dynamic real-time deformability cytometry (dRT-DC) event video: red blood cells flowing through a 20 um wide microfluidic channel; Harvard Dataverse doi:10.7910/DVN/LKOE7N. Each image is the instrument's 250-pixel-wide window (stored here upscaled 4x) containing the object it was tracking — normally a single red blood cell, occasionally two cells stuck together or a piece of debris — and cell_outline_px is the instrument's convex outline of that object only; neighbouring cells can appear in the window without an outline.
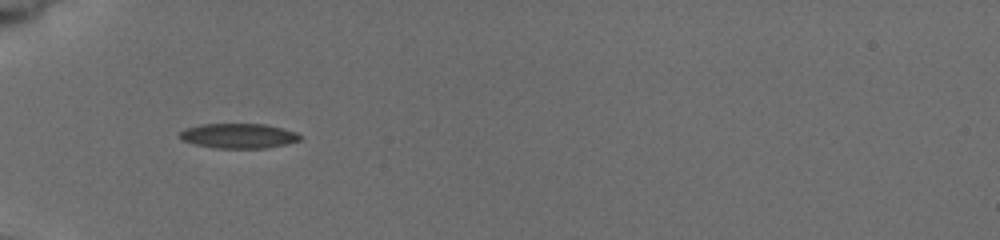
{"species": "common noctule bat (a hibernating species)", "species_latin": "Nyctalus noctula", "temperature_condition": "cold", "stored_images_in_passage": 2, "camera_frame_rate_fps": 3000, "um_per_image_px": 0.085, "animal": {"sex": "female", "body_mass_g": 19.5, "forearm_length_mm": 54.1}, "frame": {"image": 1, "passage_image": 1, "time_ms": 0.0, "image_size_px": [1000, 240], "cell_outline_px": [[300, 140], [288, 144], [264, 148], [212, 148], [180, 140], [180, 132], [188, 128], [204, 124], [264, 124], [280, 128], [292, 132], [300, 136]], "centroid_in_image_um": [20.25, 11.56], "position_along_channel_um": 64.8, "area_um2": 17.11}}
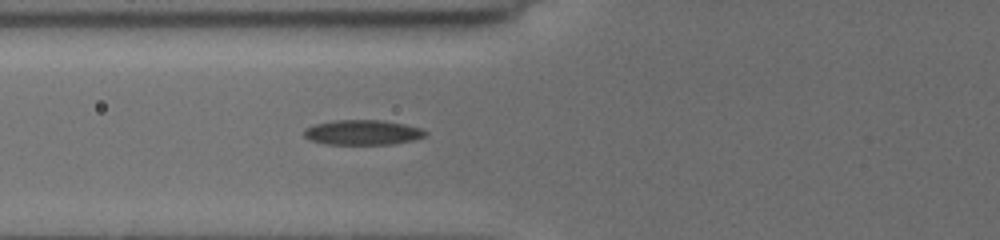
{"frame": {"image": 2, "passage_image": 2, "time_ms": 1.0, "image_size_px": [1000, 240], "cell_outline_px": [[428, 132], [424, 136], [412, 140], [392, 144], [324, 144], [312, 140], [304, 136], [304, 128], [316, 124], [336, 120], [380, 120], [404, 124], [420, 128]], "centroid_in_image_um": [30.81, 11.25], "position_along_channel_um": 95.0, "area_um2": 17.46}}